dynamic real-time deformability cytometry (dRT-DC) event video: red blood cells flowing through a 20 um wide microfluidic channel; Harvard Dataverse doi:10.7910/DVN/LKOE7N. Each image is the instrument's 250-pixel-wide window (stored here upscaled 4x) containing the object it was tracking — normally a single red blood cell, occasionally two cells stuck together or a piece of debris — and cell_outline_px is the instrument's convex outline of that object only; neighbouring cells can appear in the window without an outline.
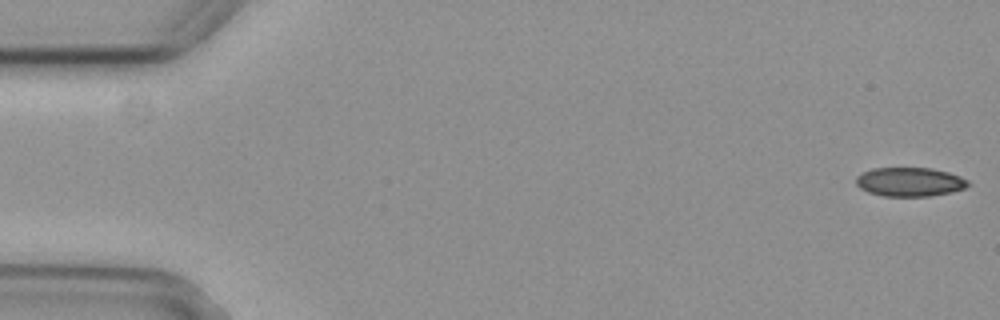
{"species": "common noctule bat (a hibernating species)", "species_latin": "Nyctalus noctula", "temperature_condition": "cold", "stored_images_in_passage": 6, "segment_of_instrument_passage": [1, 2], "camera_frame_rate_fps": 3000, "um_per_image_px": 0.085, "animal": {"sex": "female", "body_mass_g": 29.2, "forearm_length_mm": 56.3}, "frame": {"image": 1, "passage_image": 1, "time_ms": 0.0, "image_size_px": [1000, 320], "cell_outline_px": [[968, 184], [964, 188], [952, 192], [928, 196], [884, 196], [868, 192], [860, 188], [856, 184], [856, 176], [872, 168], [932, 168], [948, 172], [960, 176], [968, 180]], "centroid_in_image_um": [77.31, 15.46], "position_along_channel_um": 7.7, "area_um2": 18.84}}